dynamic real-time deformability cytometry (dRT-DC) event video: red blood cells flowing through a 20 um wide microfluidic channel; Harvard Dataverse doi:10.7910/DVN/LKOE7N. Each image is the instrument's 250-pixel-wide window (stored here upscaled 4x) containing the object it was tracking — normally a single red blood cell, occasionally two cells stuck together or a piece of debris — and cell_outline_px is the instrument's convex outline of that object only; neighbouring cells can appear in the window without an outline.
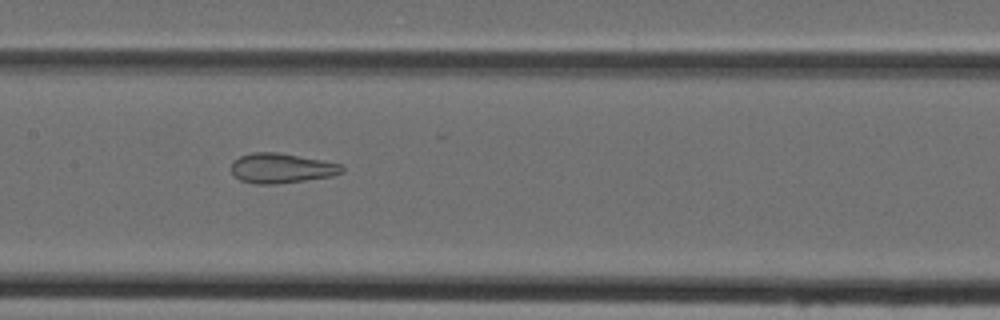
{"species": "Egyptian fruit bat (a non-hibernating species)", "species_latin": "Rousettus aegyptiacus", "temperature_condition": "cold", "stored_images_in_passage": 48, "camera_frame_rate_fps": 3000, "um_per_image_px": 0.085, "animal": {"sex": "female"}, "frame": {"image": 1, "passage_image": 24, "time_ms": 7.667, "image_size_px": [1000, 320], "cell_outline_px": [[344, 172], [332, 176], [276, 184], [256, 184], [240, 180], [232, 172], [232, 160], [240, 156], [252, 152], [280, 152], [340, 164], [344, 168]], "centroid_in_image_um": [23.91, 14.29], "position_along_channel_um": 183.5, "area_um2": 19.19}}
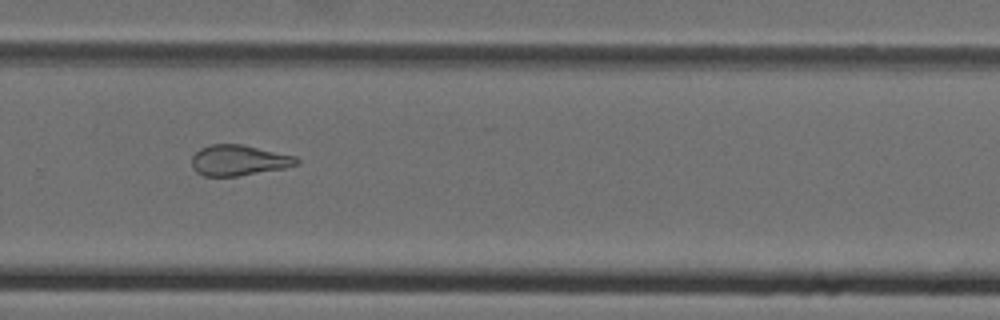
{"frame": {"image": 2, "passage_image": 33, "time_ms": 10.667, "image_size_px": [1000, 320], "cell_outline_px": [[300, 164], [284, 168], [236, 176], [204, 176], [196, 172], [192, 168], [192, 156], [200, 148], [212, 144], [240, 144], [296, 156], [300, 160]], "centroid_in_image_um": [20.29, 13.63], "position_along_channel_um": 309.5, "area_um2": 18.67}}
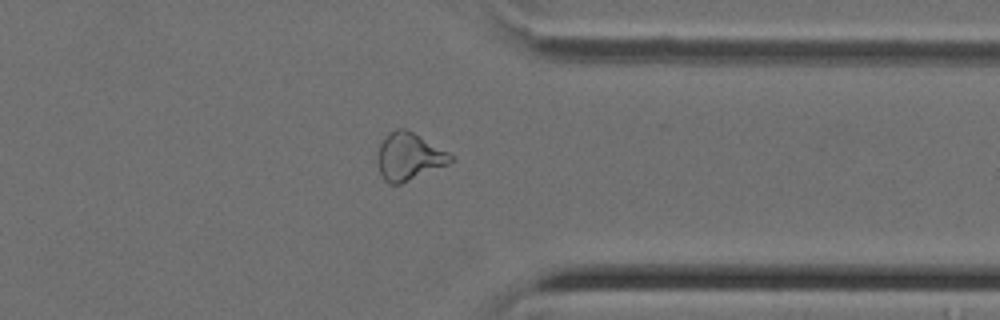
{"frame": {"image": 3, "passage_image": 38, "time_ms": 12.333, "image_size_px": [1000, 320], "cell_outline_px": [[456, 160], [448, 164], [400, 184], [388, 184], [384, 180], [380, 172], [376, 160], [380, 144], [388, 132], [396, 128], [404, 128], [412, 132], [448, 152]], "centroid_in_image_um": [34.73, 13.31], "position_along_channel_um": 376.7, "area_um2": 20.06}}